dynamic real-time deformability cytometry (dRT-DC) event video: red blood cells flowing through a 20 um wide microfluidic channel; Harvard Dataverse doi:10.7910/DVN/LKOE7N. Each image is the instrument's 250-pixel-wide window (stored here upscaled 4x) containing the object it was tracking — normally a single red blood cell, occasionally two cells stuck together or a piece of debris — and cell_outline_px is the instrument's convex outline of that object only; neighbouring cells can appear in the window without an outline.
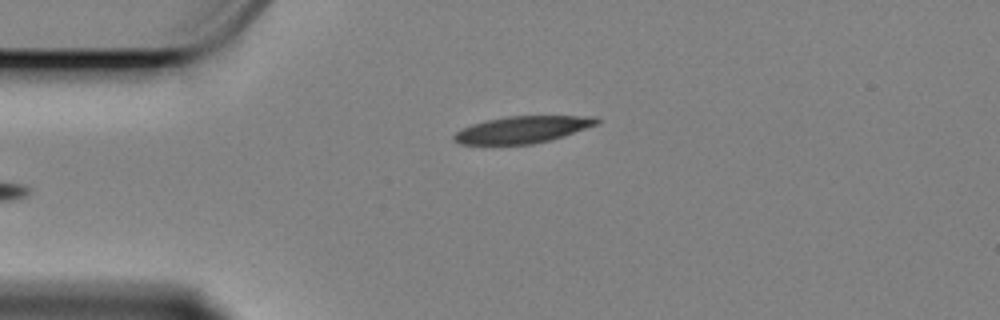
{"species": "Egyptian fruit bat (a non-hibernating species)", "species_latin": "Rousettus aegyptiacus", "temperature_condition": "cold", "stored_images_in_passage": 41, "camera_frame_rate_fps": 3000, "um_per_image_px": 0.085, "animal": {"sex": "female"}, "frame": {"image": 1, "passage_image": 1, "time_ms": 0.0, "image_size_px": [1000, 320], "cell_outline_px": [[600, 120], [596, 124], [564, 136], [532, 144], [460, 144], [452, 140], [452, 136], [456, 132], [472, 124], [488, 120], [508, 116], [596, 116]], "centroid_in_image_um": [44.39, 11.01], "position_along_channel_um": 40.6, "area_um2": 22.08}}
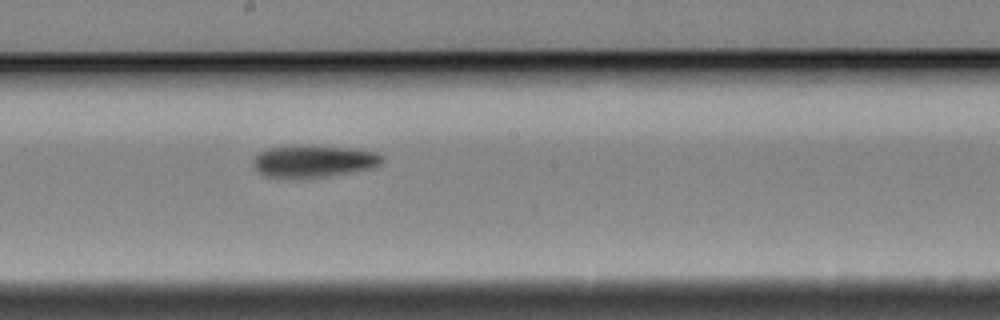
{"frame": {"image": 2, "passage_image": 19, "time_ms": 6.0, "image_size_px": [1000, 320], "cell_outline_px": [[384, 160], [376, 168], [324, 176], [264, 176], [256, 168], [252, 160], [260, 152], [268, 148], [308, 144], [352, 148], [376, 152], [384, 156]], "centroid_in_image_um": [26.74, 13.66], "position_along_channel_um": 221.5, "area_um2": 23.87}}
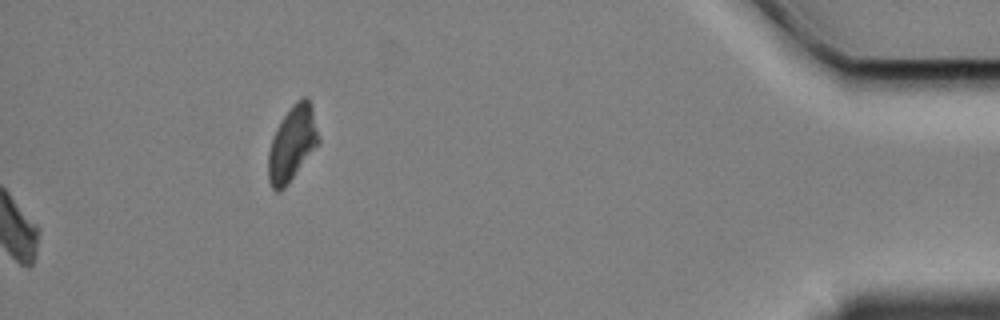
{"frame": {"image": 3, "passage_image": 41, "time_ms": 13.333, "image_size_px": [1000, 320], "cell_outline_px": [[320, 144], [284, 188], [280, 192], [276, 192], [272, 188], [268, 180], [268, 152], [272, 136], [280, 120], [292, 104], [296, 100], [304, 96], [308, 96], [312, 104], [320, 140]], "centroid_in_image_um": [24.85, 12.17], "position_along_channel_um": 410.4, "area_um2": 22.43}, "authors_computed_cell_mechanics": {"area_um2": 23.2356, "velocity_mm_per_s": 3.3761, "shape_relaxation_time_tau1_ms": 6.3208, "shape_relaxation_time_tau2_ms": null, "deformation_change_tau1": 0.1347, "deformation_change_tau2": null}}